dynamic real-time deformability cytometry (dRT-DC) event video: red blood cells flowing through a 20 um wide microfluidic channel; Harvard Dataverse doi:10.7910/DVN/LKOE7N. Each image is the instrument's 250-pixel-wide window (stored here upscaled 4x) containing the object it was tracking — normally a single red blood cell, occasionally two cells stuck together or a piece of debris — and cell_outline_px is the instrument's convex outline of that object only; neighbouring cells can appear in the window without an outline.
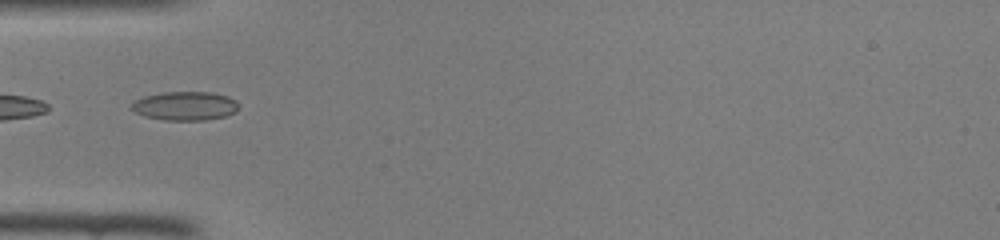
{"species": "common noctule bat (a hibernating species)", "species_latin": "Nyctalus noctula", "temperature_condition": "room temperature", "stored_images_in_passage": 30, "camera_frame_rate_fps": 3000, "um_per_image_px": 0.085, "animal": {"sex": "female", "body_mass_g": 22.0, "forearm_length_mm": 56.7}, "frame": {"image": 1, "passage_image": 1, "time_ms": 0.0, "image_size_px": [1000, 240], "cell_outline_px": [[240, 108], [236, 112], [224, 116], [204, 120], [164, 120], [144, 116], [128, 108], [136, 100], [144, 96], [164, 92], [212, 92], [228, 96], [236, 100], [240, 104]], "centroid_in_image_um": [15.76, 9.0], "position_along_channel_um": 69.2, "area_um2": 18.15}}
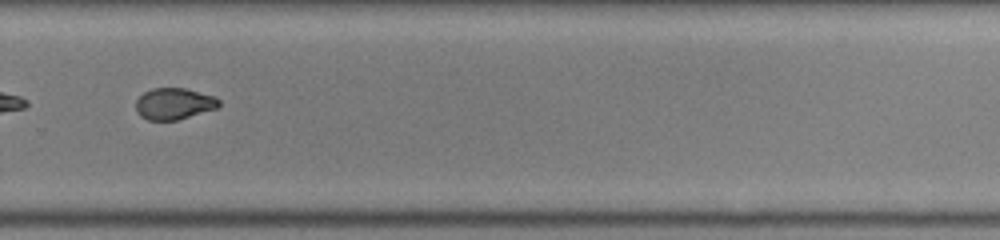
{"frame": {"image": 2, "passage_image": 18, "time_ms": 5.667, "image_size_px": [1000, 240], "cell_outline_px": [[220, 104], [216, 108], [176, 120], [148, 120], [140, 116], [136, 112], [136, 100], [144, 92], [152, 88], [184, 88], [216, 96], [220, 100]], "centroid_in_image_um": [14.78, 8.81], "position_along_channel_um": 315.0, "area_um2": 15.2}}